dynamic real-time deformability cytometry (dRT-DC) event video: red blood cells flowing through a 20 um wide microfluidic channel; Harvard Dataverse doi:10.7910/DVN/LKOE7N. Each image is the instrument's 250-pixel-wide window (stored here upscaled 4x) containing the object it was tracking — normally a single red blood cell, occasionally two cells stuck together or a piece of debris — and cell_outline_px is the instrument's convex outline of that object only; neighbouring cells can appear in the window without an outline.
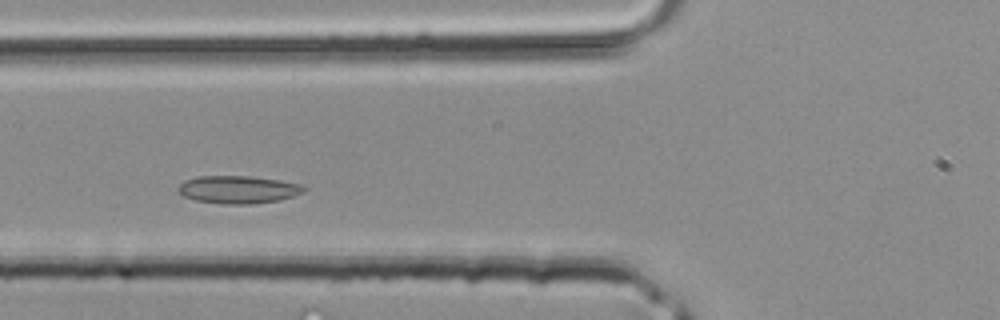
{"species": "common noctule bat (a hibernating species)", "species_latin": "Nyctalus noctula", "temperature_condition": "room temperature", "stored_images_in_passage": 23, "camera_frame_rate_fps": 3000, "um_per_image_px": 0.085, "animal": {"sex": "male", "body_mass_g": 20.4}, "frame": {"image": 1, "passage_image": 7, "time_ms": 2.0, "image_size_px": [1000, 320], "cell_outline_px": [[308, 188], [304, 192], [292, 196], [276, 200], [252, 204], [220, 204], [196, 200], [184, 196], [176, 188], [184, 180], [200, 176], [248, 176], [280, 180], [300, 184]], "centroid_in_image_um": [20.23, 16.11], "position_along_channel_um": 105.6, "area_um2": 20.23}}
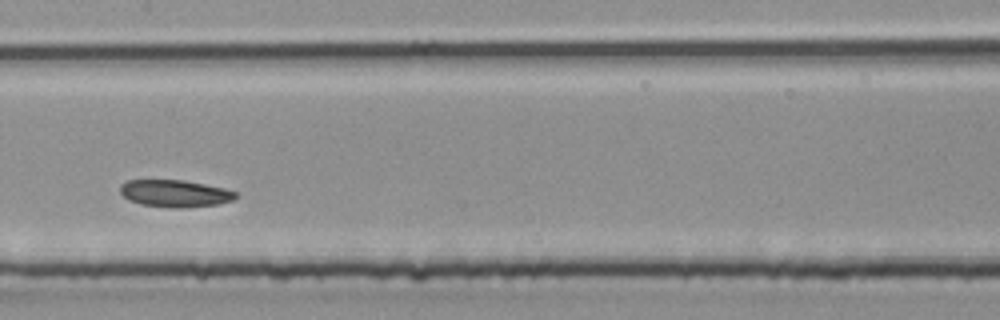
{"frame": {"image": 2, "passage_image": 12, "time_ms": 3.667, "image_size_px": [1000, 320], "cell_outline_px": [[236, 196], [232, 200], [220, 204], [180, 208], [172, 208], [140, 204], [128, 200], [120, 192], [120, 184], [128, 180], [184, 180], [224, 188], [236, 192]], "centroid_in_image_um": [14.84, 16.44], "position_along_channel_um": 192.6, "area_um2": 18.26}}
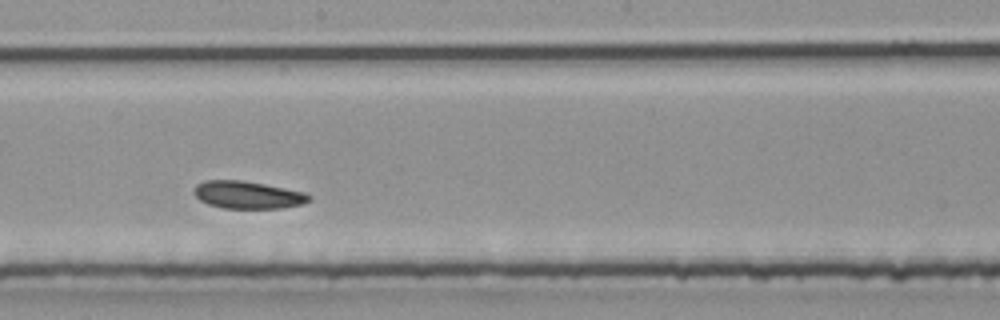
{"frame": {"image": 3, "passage_image": 14, "time_ms": 4.333, "image_size_px": [1000, 320], "cell_outline_px": [[312, 200], [300, 204], [280, 208], [224, 208], [208, 204], [200, 200], [192, 192], [192, 188], [196, 184], [204, 180], [244, 180], [304, 192], [312, 196]], "centroid_in_image_um": [21.02, 16.55], "position_along_channel_um": 227.2, "area_um2": 18.5}}